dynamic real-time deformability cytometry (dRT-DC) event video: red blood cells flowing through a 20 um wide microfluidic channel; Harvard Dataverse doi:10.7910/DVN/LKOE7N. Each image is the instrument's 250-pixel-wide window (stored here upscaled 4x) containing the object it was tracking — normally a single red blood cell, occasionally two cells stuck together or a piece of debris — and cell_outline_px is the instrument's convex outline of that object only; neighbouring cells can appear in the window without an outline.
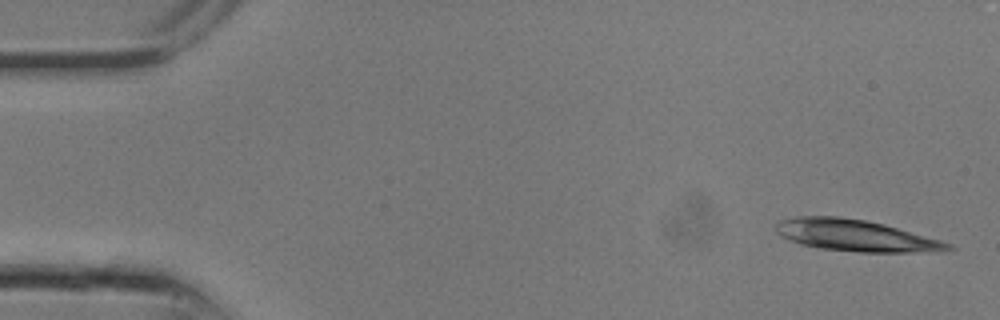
{"species": "common noctule bat (a hibernating species)", "species_latin": "Nyctalus noctula", "temperature_condition": "room temperature", "stored_images_in_passage": 7, "camera_frame_rate_fps": 3000, "um_per_image_px": 0.085, "animal": {"sex": "male", "body_mass_g": 13.3}, "frame": {"image": 1, "passage_image": 1, "time_ms": 0.0, "image_size_px": [1000, 320], "cell_outline_px": [[956, 248], [908, 252], [860, 252], [820, 248], [800, 244], [788, 240], [780, 236], [776, 232], [776, 220], [796, 216], [840, 216], [864, 220], [884, 224], [940, 240], [952, 244]], "centroid_in_image_um": [72.6, 20.0], "position_along_channel_um": 12.4, "area_um2": 31.39}}
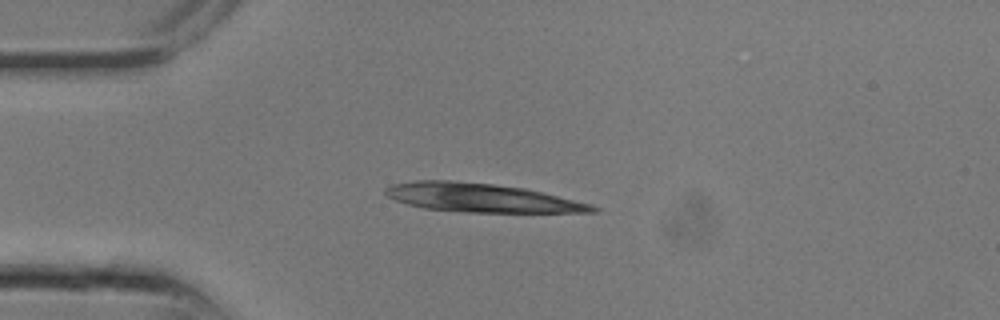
{"frame": {"image": 2, "passage_image": 6, "time_ms": 1.667, "image_size_px": [1000, 320], "cell_outline_px": [[600, 212], [464, 212], [424, 208], [408, 204], [396, 200], [388, 196], [384, 192], [384, 188], [392, 184], [412, 180], [452, 180], [492, 184], [524, 188], [592, 204], [600, 208]], "centroid_in_image_um": [40.9, 16.81], "position_along_channel_um": 44.1, "area_um2": 34.51}}